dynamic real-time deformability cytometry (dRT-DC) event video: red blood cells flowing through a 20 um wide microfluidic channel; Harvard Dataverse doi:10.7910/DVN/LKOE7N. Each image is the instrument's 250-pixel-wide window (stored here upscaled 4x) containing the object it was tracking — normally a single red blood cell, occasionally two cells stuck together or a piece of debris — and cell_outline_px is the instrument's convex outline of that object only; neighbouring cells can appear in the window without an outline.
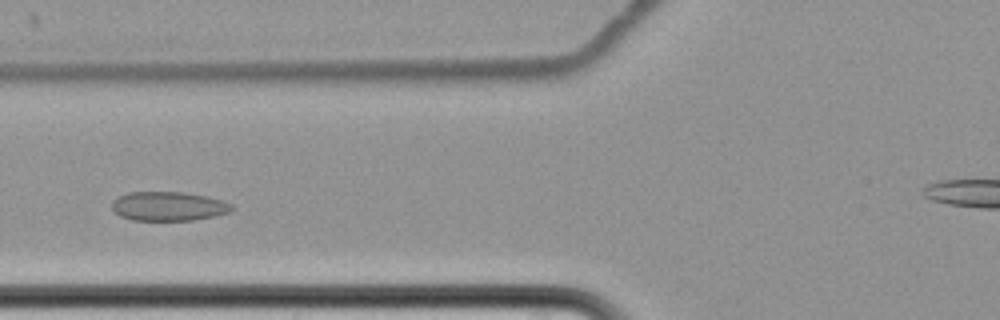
{"species": "common noctule bat (a hibernating species)", "species_latin": "Nyctalus noctula", "temperature_condition": "cold", "stored_images_in_passage": 6, "camera_frame_rate_fps": 3000, "um_per_image_px": 0.085, "animal": {"sex": "female", "body_mass_g": 22.7, "forearm_length_mm": 54.2}, "frame": {"image": 1, "passage_image": 5, "time_ms": 5.667, "image_size_px": [1000, 320], "cell_outline_px": [[236, 208], [232, 212], [216, 216], [192, 220], [132, 220], [120, 216], [112, 208], [112, 200], [128, 192], [184, 192], [208, 196], [232, 204]], "centroid_in_image_um": [14.37, 17.53], "position_along_channel_um": 111.4, "area_um2": 20.52}}
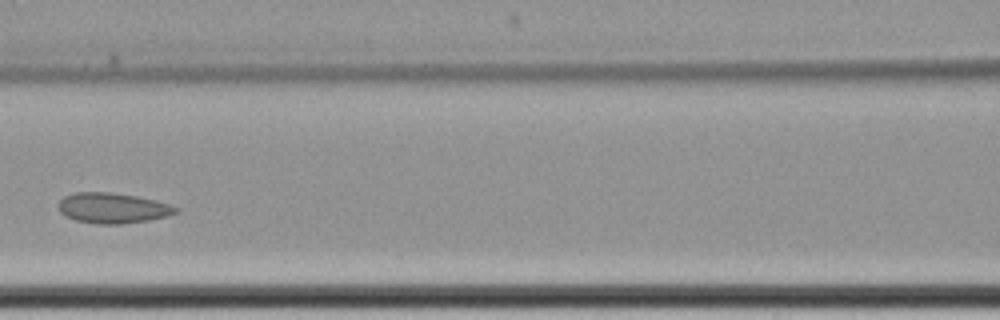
{"frame": {"image": 2, "passage_image": 6, "time_ms": 7.0, "image_size_px": [1000, 320], "cell_outline_px": [[180, 208], [176, 212], [168, 216], [148, 220], [124, 224], [96, 224], [76, 220], [60, 212], [56, 204], [64, 196], [76, 192], [112, 192], [136, 196], [168, 204]], "centroid_in_image_um": [9.55, 17.68], "position_along_channel_um": 157.1, "area_um2": 20.75}}